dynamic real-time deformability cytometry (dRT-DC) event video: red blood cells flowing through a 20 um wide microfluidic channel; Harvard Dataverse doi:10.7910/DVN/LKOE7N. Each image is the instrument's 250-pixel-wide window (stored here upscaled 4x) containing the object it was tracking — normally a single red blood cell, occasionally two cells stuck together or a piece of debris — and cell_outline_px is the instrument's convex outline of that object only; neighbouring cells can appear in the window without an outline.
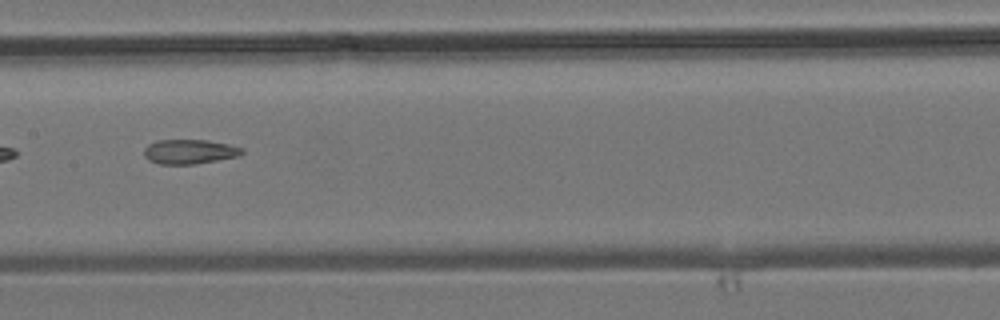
{"species": "common noctule bat (a hibernating species)", "species_latin": "Nyctalus noctula", "temperature_condition": "room temperature", "stored_images_in_passage": 9, "camera_frame_rate_fps": 3000, "um_per_image_px": 0.085, "animal": {"sex": "male", "body_mass_g": 19.2, "forearm_length_mm": 51.8}, "frame": {"image": 1, "passage_image": 8, "time_ms": 9.0, "image_size_px": [1000, 320], "cell_outline_px": [[244, 152], [240, 156], [192, 164], [160, 164], [148, 160], [144, 156], [144, 148], [148, 144], [156, 140], [208, 140], [228, 144], [244, 148]], "centroid_in_image_um": [16.1, 12.88], "position_along_channel_um": 191.3, "area_um2": 14.05}}
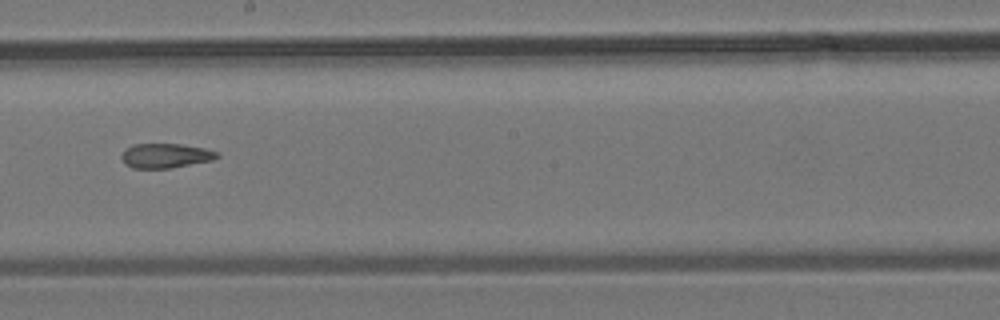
{"frame": {"image": 2, "passage_image": 9, "time_ms": 10.0, "image_size_px": [1000, 320], "cell_outline_px": [[220, 156], [212, 160], [172, 168], [132, 168], [120, 156], [132, 144], [180, 144], [204, 148], [216, 152]], "centroid_in_image_um": [14.09, 13.23], "position_along_channel_um": 234.1, "area_um2": 13.41}}